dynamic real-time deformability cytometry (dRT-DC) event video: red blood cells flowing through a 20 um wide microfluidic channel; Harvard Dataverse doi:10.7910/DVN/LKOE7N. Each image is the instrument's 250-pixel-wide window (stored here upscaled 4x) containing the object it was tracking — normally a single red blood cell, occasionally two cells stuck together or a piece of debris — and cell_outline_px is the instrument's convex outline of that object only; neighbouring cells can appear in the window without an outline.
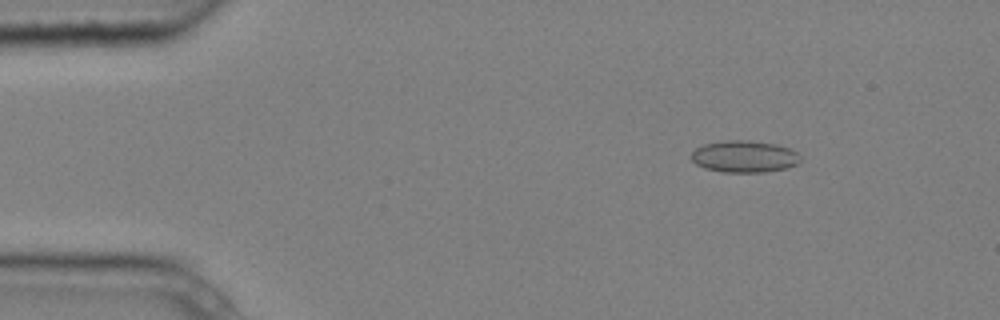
{"species": "common noctule bat (a hibernating species)", "species_latin": "Nyctalus noctula", "temperature_condition": "cold", "stored_images_in_passage": 4, "camera_frame_rate_fps": 3000, "um_per_image_px": 0.085, "animal": {"sex": "male", "body_mass_g": 20.4}, "frame": {"image": 1, "passage_image": 2, "time_ms": 0.333, "image_size_px": [1000, 320], "cell_outline_px": [[800, 160], [796, 164], [784, 168], [764, 172], [720, 172], [704, 168], [696, 164], [692, 160], [692, 152], [696, 148], [704, 144], [728, 140], [748, 140], [776, 144], [788, 148], [796, 152], [800, 156]], "centroid_in_image_um": [63.24, 13.3], "position_along_channel_um": 21.8, "area_um2": 20.11}}